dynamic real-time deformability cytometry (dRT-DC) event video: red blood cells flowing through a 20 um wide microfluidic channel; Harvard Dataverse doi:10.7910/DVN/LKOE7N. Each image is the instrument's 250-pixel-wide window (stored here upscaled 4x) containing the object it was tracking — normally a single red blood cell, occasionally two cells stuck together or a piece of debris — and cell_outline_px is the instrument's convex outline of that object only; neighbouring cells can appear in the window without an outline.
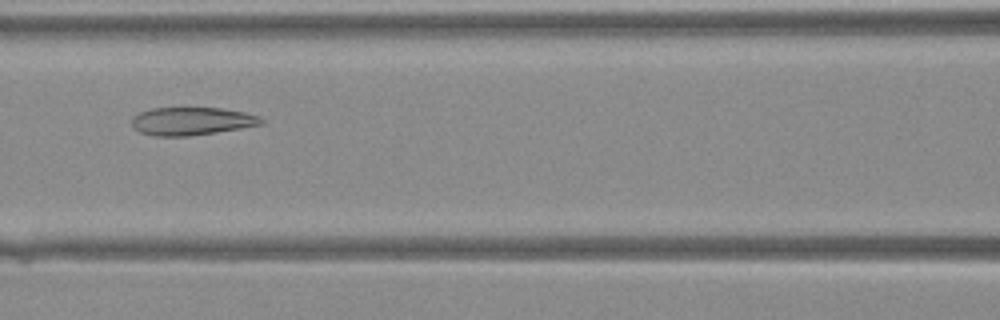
{"species": "Egyptian fruit bat (a non-hibernating species)", "species_latin": "Rousettus aegyptiacus", "temperature_condition": "warm", "stored_images_in_passage": 39, "camera_frame_rate_fps": 3000, "um_per_image_px": 0.085, "animal": {"sex": "female"}, "frame": {"image": 1, "passage_image": 17, "time_ms": 5.333, "image_size_px": [1000, 320], "cell_outline_px": [[264, 124], [216, 132], [188, 136], [156, 136], [140, 132], [132, 124], [132, 116], [140, 112], [152, 108], [224, 108], [244, 112], [260, 116], [264, 120]], "centroid_in_image_um": [16.32, 10.29], "position_along_channel_um": 150.3, "area_um2": 21.04}}
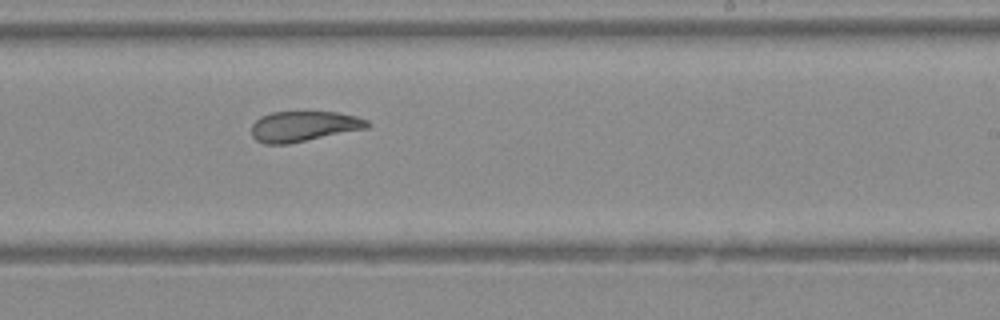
{"frame": {"image": 2, "passage_image": 24, "time_ms": 7.667, "image_size_px": [1000, 320], "cell_outline_px": [[372, 124], [368, 128], [288, 144], [264, 144], [256, 140], [252, 136], [252, 124], [260, 116], [272, 112], [336, 112], [356, 116], [368, 120]], "centroid_in_image_um": [25.82, 10.74], "position_along_channel_um": 263.2, "area_um2": 20.58}}
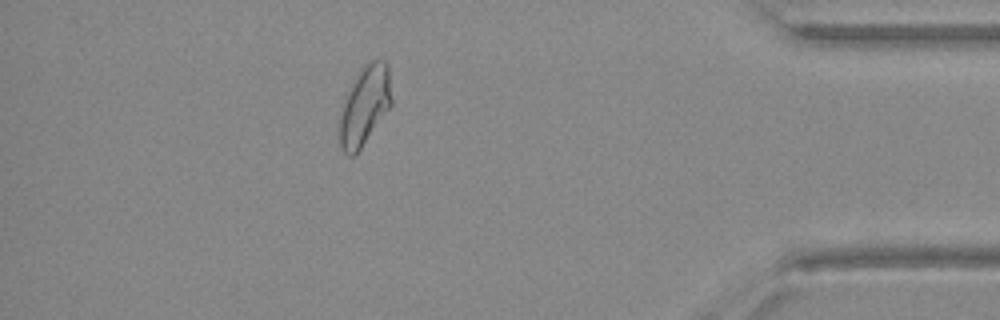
{"frame": {"image": 3, "passage_image": 35, "time_ms": 11.333, "image_size_px": [1000, 320], "cell_outline_px": [[392, 104], [360, 148], [352, 156], [348, 156], [344, 152], [340, 144], [340, 116], [344, 96], [360, 68], [364, 64], [372, 60], [384, 60], [388, 64], [392, 100]], "centroid_in_image_um": [31.0, 8.92], "position_along_channel_um": 404.2, "area_um2": 23.76}}